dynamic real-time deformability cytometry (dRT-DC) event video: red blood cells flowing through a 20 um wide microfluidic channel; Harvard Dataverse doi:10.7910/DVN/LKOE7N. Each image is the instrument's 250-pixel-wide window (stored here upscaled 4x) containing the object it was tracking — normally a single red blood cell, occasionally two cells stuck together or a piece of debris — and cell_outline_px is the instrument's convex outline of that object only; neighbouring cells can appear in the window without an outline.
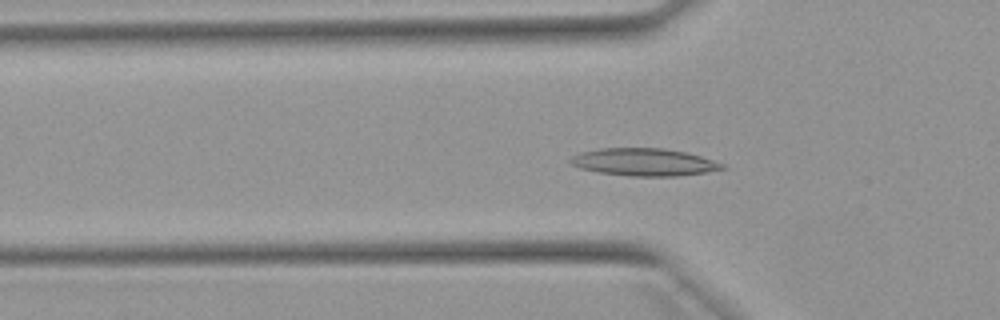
{"species": "Egyptian fruit bat (a non-hibernating species)", "species_latin": "Rousettus aegyptiacus", "temperature_condition": "warm", "stored_images_in_passage": 42, "segment_of_instrument_passage": [1, 2], "camera_frame_rate_fps": 3000, "um_per_image_px": 0.085, "animal": {"sex": "female"}, "frame": {"image": 1, "passage_image": 6, "time_ms": 1.667, "image_size_px": [1000, 320], "cell_outline_px": [[728, 168], [708, 172], [676, 176], [628, 176], [600, 172], [580, 168], [572, 164], [568, 160], [572, 156], [580, 152], [600, 148], [664, 148], [684, 152], [700, 156], [724, 164]], "centroid_in_image_um": [54.75, 13.78], "position_along_channel_um": 71.1, "area_um2": 24.28}}
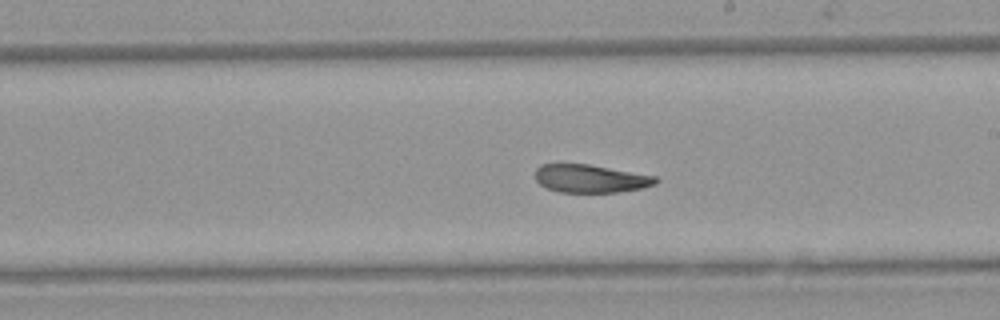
{"frame": {"image": 2, "passage_image": 19, "time_ms": 6.0, "image_size_px": [1000, 320], "cell_outline_px": [[660, 180], [656, 184], [644, 188], [620, 192], [560, 192], [548, 188], [540, 184], [536, 180], [536, 168], [540, 164], [588, 164], [656, 176]], "centroid_in_image_um": [50.23, 15.18], "position_along_channel_um": 238.8, "area_um2": 19.71}}
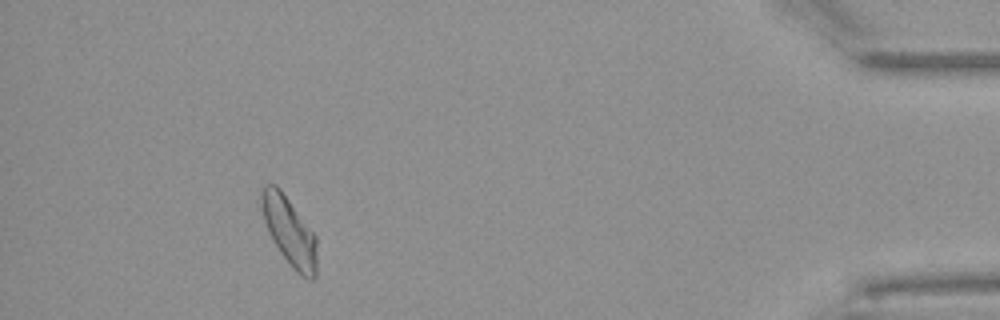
{"frame": {"image": 3, "passage_image": 37, "time_ms": 12.0, "image_size_px": [1000, 320], "cell_outline_px": [[316, 276], [312, 280], [308, 280], [300, 276], [292, 268], [280, 252], [268, 232], [264, 220], [260, 204], [260, 188], [268, 184], [276, 184], [280, 188], [316, 236]], "centroid_in_image_um": [24.58, 19.66], "position_along_channel_um": 410.6, "area_um2": 22.2}}